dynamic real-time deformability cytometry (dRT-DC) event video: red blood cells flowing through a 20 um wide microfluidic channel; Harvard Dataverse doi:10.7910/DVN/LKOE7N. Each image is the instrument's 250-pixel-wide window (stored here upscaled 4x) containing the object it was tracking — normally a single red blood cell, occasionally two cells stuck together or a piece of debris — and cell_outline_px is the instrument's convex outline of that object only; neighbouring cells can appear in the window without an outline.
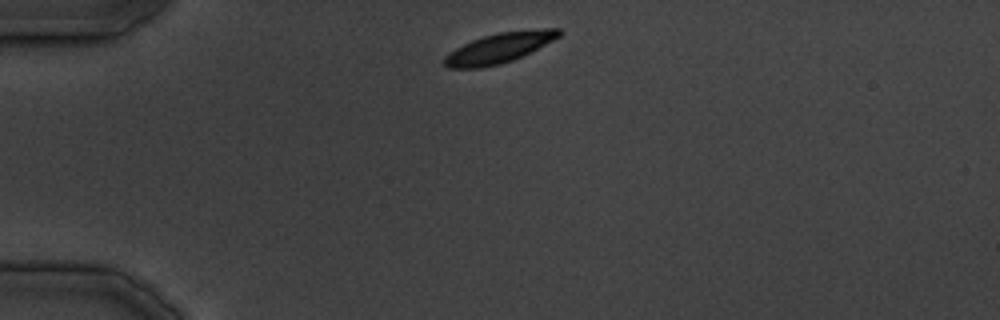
{"species": "common noctule bat (a hibernating species)", "species_latin": "Nyctalus noctula", "temperature_condition": "cold", "stored_images_in_passage": 30, "camera_frame_rate_fps": 3000, "um_per_image_px": 0.085, "animal": {"sex": "male", "body_mass_g": 19.5, "forearm_length_mm": 54.6}, "frame": {"image": 1, "passage_image": 1, "time_ms": 0.0, "image_size_px": [1000, 320], "cell_outline_px": [[560, 36], [512, 60], [500, 64], [480, 68], [448, 68], [444, 64], [444, 56], [448, 52], [472, 40], [484, 36], [500, 32], [548, 28], [560, 28]], "centroid_in_image_um": [42.37, 4.08], "position_along_channel_um": 42.6, "area_um2": 19.59}}
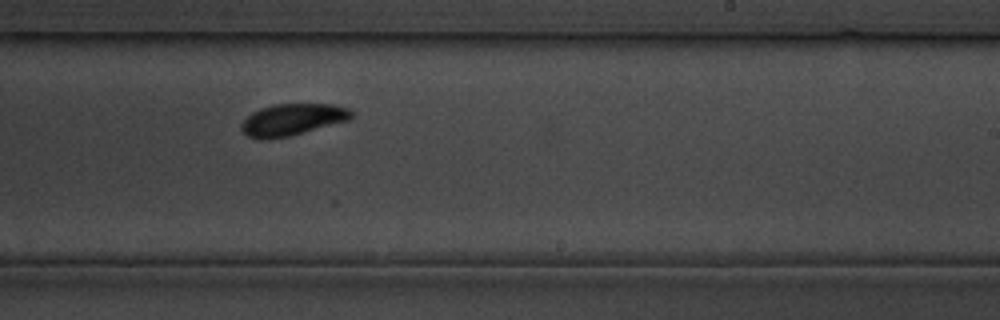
{"frame": {"image": 2, "passage_image": 16, "time_ms": 17.667, "image_size_px": [1000, 320], "cell_outline_px": [[352, 116], [348, 120], [288, 136], [268, 140], [256, 140], [248, 136], [240, 128], [240, 124], [252, 112], [260, 108], [276, 104], [332, 104], [348, 108], [352, 112]], "centroid_in_image_um": [24.79, 10.17], "position_along_channel_um": 264.2, "area_um2": 20.23}}
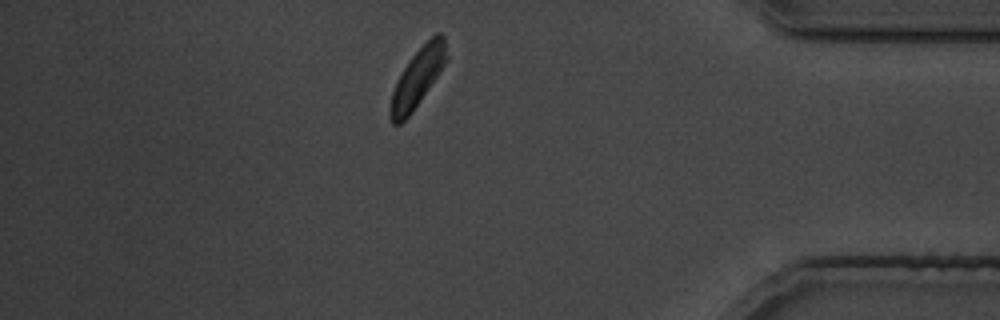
{"frame": {"image": 3, "passage_image": 25, "time_ms": 29.0, "image_size_px": [1000, 320], "cell_outline_px": [[448, 56], [444, 64], [412, 112], [400, 124], [392, 124], [388, 116], [388, 108], [392, 92], [396, 80], [412, 56], [436, 32], [440, 32], [444, 36]], "centroid_in_image_um": [35.45, 6.63], "position_along_channel_um": 399.8, "area_um2": 18.84}}